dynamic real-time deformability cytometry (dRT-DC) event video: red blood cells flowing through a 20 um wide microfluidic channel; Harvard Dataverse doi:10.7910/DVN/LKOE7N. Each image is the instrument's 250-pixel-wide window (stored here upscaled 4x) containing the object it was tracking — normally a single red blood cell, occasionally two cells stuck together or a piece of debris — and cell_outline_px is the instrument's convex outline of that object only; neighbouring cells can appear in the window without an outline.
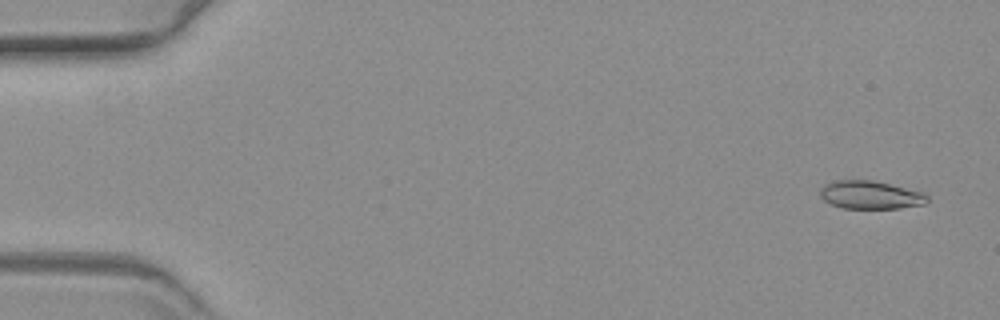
{"species": "common noctule bat (a hibernating species)", "species_latin": "Nyctalus noctula", "temperature_condition": "warm", "stored_images_in_passage": 59, "camera_frame_rate_fps": 3000, "um_per_image_px": 0.085, "animal": {"sex": "female", "body_mass_g": 19.3, "forearm_length_mm": 54.1}, "frame": {"image": 1, "passage_image": 3, "time_ms": 0.667, "image_size_px": [1000, 320], "cell_outline_px": [[928, 200], [924, 204], [900, 208], [844, 208], [832, 204], [824, 200], [820, 196], [820, 188], [824, 184], [836, 180], [872, 180], [924, 192], [928, 196]], "centroid_in_image_um": [73.98, 16.56], "position_along_channel_um": 11.0, "area_um2": 17.51}}
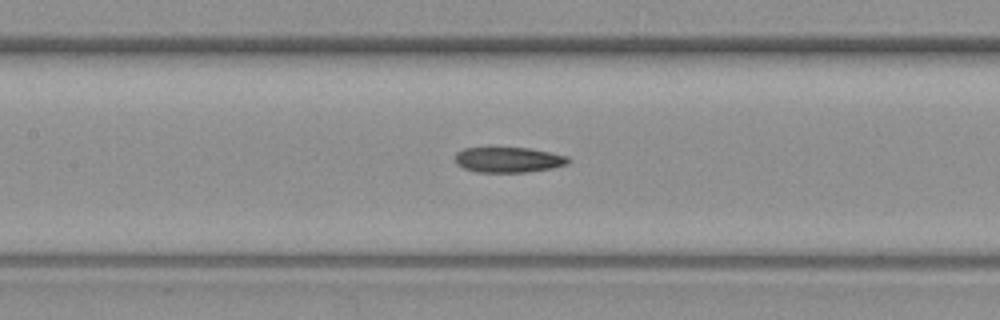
{"frame": {"image": 2, "passage_image": 28, "time_ms": 9.0, "image_size_px": [1000, 320], "cell_outline_px": [[572, 160], [568, 164], [552, 168], [528, 172], [476, 172], [464, 168], [456, 164], [456, 152], [464, 148], [528, 148], [568, 156]], "centroid_in_image_um": [43.24, 13.59], "position_along_channel_um": 164.2, "area_um2": 16.7}}
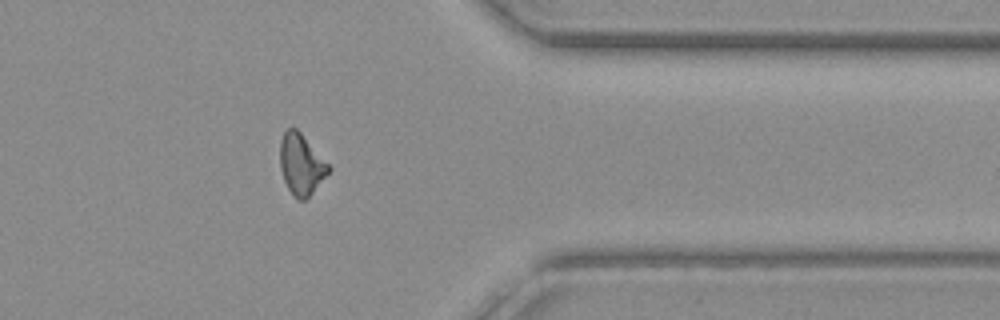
{"frame": {"image": 3, "passage_image": 48, "time_ms": 15.667, "image_size_px": [1000, 320], "cell_outline_px": [[332, 168], [312, 192], [304, 200], [296, 200], [292, 196], [284, 180], [280, 168], [280, 140], [284, 132], [288, 128], [296, 128], [300, 132]], "centroid_in_image_um": [25.58, 13.98], "position_along_channel_um": 385.8, "area_um2": 16.99}}